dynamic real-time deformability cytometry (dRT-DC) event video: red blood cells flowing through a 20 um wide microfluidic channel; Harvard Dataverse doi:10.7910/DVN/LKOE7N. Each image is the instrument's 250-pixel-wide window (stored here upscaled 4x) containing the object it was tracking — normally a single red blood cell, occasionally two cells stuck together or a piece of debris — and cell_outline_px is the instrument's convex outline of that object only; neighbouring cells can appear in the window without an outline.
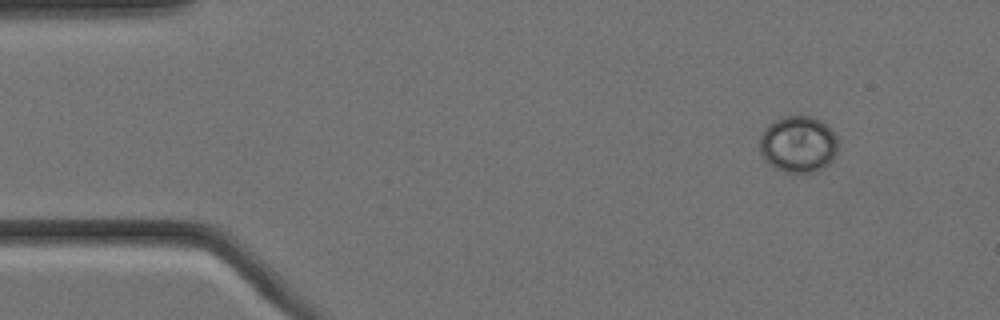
{"species": "Egyptian fruit bat (a non-hibernating species)", "species_latin": "Rousettus aegyptiacus", "temperature_condition": "cold", "stored_images_in_passage": 4, "camera_frame_rate_fps": 3000, "um_per_image_px": 0.085, "animal": {"sex": "female"}, "frame": {"image": 1, "passage_image": 1, "time_ms": 0.0, "image_size_px": [1000, 320], "cell_outline_px": [[836, 152], [832, 160], [824, 168], [816, 172], [784, 172], [768, 164], [764, 160], [760, 152], [760, 136], [764, 128], [768, 124], [784, 116], [812, 116], [820, 120], [836, 136]], "centroid_in_image_um": [67.81, 12.27], "position_along_channel_um": 17.2, "area_um2": 25.78}}
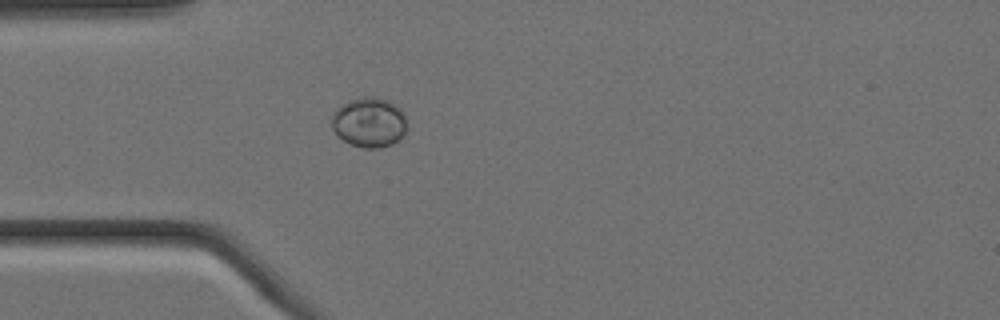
{"frame": {"image": 2, "passage_image": 4, "time_ms": 1.0, "image_size_px": [1000, 320], "cell_outline_px": [[404, 132], [392, 144], [380, 148], [364, 148], [348, 144], [332, 128], [332, 112], [340, 104], [348, 100], [364, 96], [372, 96], [388, 100], [400, 108], [404, 112]], "centroid_in_image_um": [31.33, 10.38], "position_along_channel_um": 53.7, "area_um2": 21.79}}